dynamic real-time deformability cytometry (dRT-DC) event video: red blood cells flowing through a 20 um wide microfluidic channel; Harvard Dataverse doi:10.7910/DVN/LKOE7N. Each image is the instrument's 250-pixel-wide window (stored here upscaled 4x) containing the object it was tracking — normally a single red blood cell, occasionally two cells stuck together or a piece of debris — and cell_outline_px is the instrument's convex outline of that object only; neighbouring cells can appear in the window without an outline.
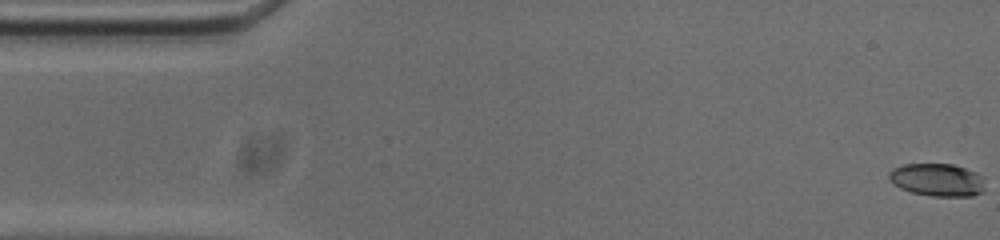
{"species": "common noctule bat (a hibernating species)", "species_latin": "Nyctalus noctula", "temperature_condition": "cold", "stored_images_in_passage": 54, "camera_frame_rate_fps": 3000, "um_per_image_px": 0.085, "animal": {"sex": "male", "body_mass_g": 20.0, "forearm_length_mm": 53.3}, "frame": {"image": 1, "passage_image": 1, "time_ms": 0.0, "image_size_px": [1000, 240], "cell_outline_px": [[980, 192], [972, 196], [936, 196], [912, 192], [900, 188], [888, 176], [896, 168], [904, 164], [952, 164], [964, 168], [972, 172], [980, 188]], "centroid_in_image_um": [79.55, 15.29], "position_along_channel_um": 5.4, "area_um2": 17.05}}
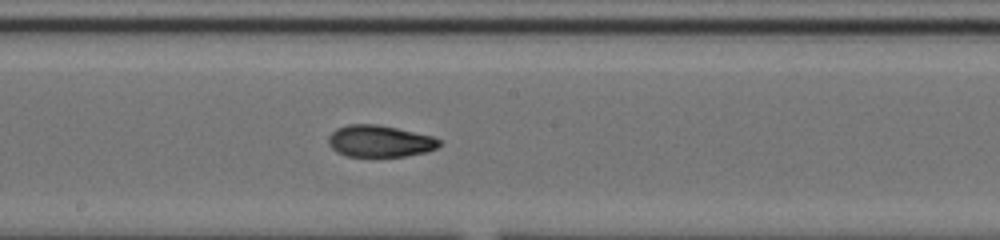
{"frame": {"image": 2, "passage_image": 28, "time_ms": 9.0, "image_size_px": [1000, 240], "cell_outline_px": [[440, 144], [436, 148], [424, 152], [404, 156], [348, 156], [336, 152], [328, 144], [328, 136], [336, 128], [348, 124], [376, 124], [396, 128], [432, 136], [440, 140]], "centroid_in_image_um": [32.23, 11.99], "position_along_channel_um": 216.0, "area_um2": 20.35}}
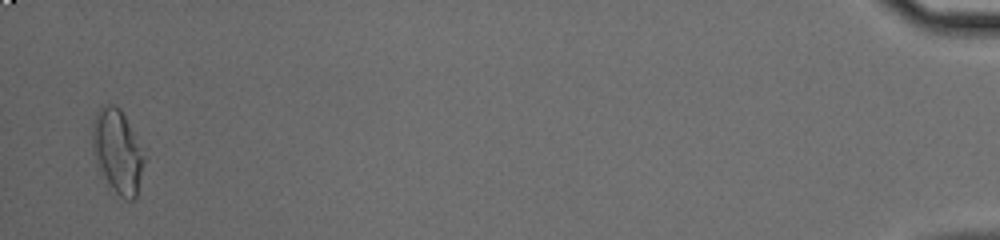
{"frame": {"image": 3, "passage_image": 53, "time_ms": 17.333, "image_size_px": [1000, 240], "cell_outline_px": [[144, 160], [136, 200], [128, 200], [108, 192], [96, 164], [92, 152], [92, 124], [96, 112], [100, 108], [108, 104], [116, 104], [120, 108], [144, 156]], "centroid_in_image_um": [9.92, 12.97], "position_along_channel_um": 425.3, "area_um2": 25.61}, "authors_computed_cell_mechanics": {"area_um2": 20.1433, "velocity_mm_per_s": 3.729, "shape_relaxation_time_tau1_ms": null, "shape_relaxation_time_tau2_ms": 2.9724, "deformation_change_tau1": null, "deformation_change_tau2": 0.0839}}